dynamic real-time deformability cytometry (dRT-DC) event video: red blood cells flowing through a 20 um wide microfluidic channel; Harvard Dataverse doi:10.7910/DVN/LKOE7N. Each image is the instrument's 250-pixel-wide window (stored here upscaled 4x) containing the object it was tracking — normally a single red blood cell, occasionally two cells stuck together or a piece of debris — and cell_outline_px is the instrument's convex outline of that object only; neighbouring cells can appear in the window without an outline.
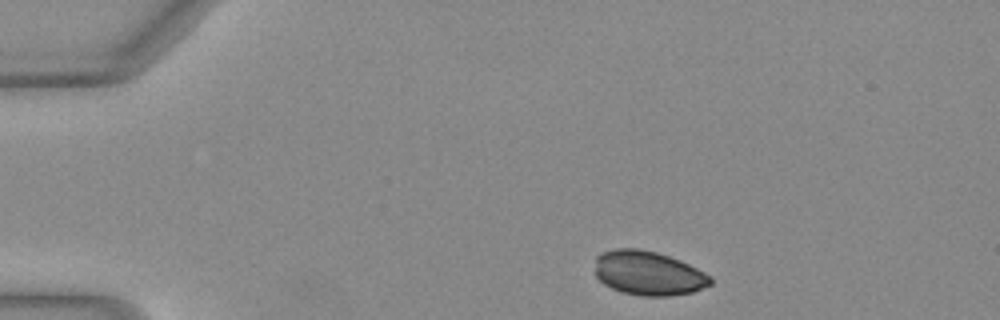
{"species": "Egyptian fruit bat (a non-hibernating species)", "species_latin": "Rousettus aegyptiacus", "temperature_condition": "warm", "stored_images_in_passage": 37, "camera_frame_rate_fps": 3000, "um_per_image_px": 0.085, "animal": {"sex": "female"}, "frame": {"image": 1, "passage_image": 1, "time_ms": 0.0, "image_size_px": [1000, 320], "cell_outline_px": [[712, 284], [692, 292], [668, 296], [640, 296], [620, 292], [604, 284], [596, 276], [596, 256], [600, 252], [612, 248], [640, 248], [656, 252], [680, 260], [712, 276]], "centroid_in_image_um": [55.09, 23.21], "position_along_channel_um": 29.9, "area_um2": 30.0}}
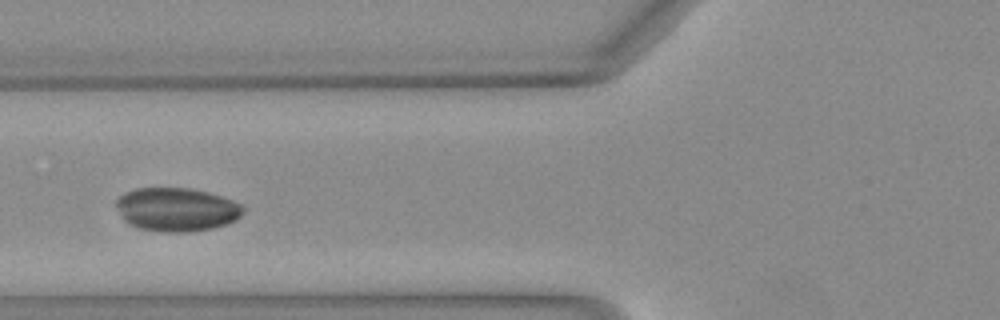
{"frame": {"image": 2, "passage_image": 12, "time_ms": 3.667, "image_size_px": [1000, 320], "cell_outline_px": [[244, 212], [236, 220], [212, 228], [188, 232], [160, 232], [140, 228], [128, 224], [124, 220], [116, 204], [116, 200], [124, 192], [136, 188], [188, 188], [208, 192], [244, 204]], "centroid_in_image_um": [15.02, 17.8], "position_along_channel_um": 110.8, "area_um2": 32.25}}
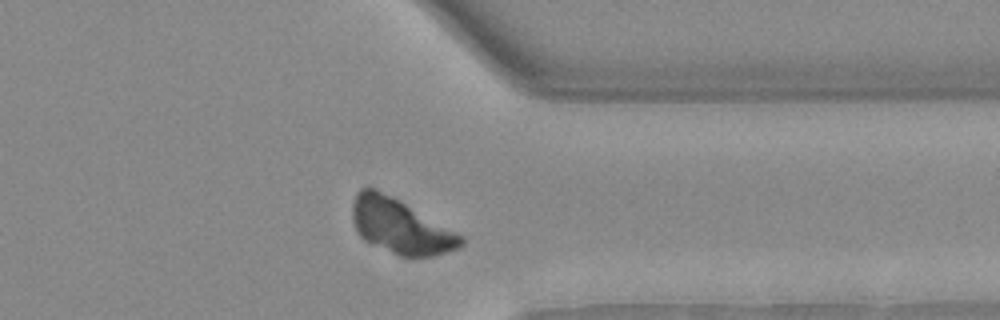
{"frame": {"image": 3, "passage_image": 32, "time_ms": 10.333, "image_size_px": [1000, 320], "cell_outline_px": [[464, 244], [456, 248], [432, 256], [400, 256], [364, 240], [356, 232], [352, 220], [352, 204], [356, 192], [360, 188], [372, 188], [404, 204], [460, 236], [464, 240]], "centroid_in_image_um": [33.93, 19.26], "position_along_channel_um": 377.5, "area_um2": 33.06}}